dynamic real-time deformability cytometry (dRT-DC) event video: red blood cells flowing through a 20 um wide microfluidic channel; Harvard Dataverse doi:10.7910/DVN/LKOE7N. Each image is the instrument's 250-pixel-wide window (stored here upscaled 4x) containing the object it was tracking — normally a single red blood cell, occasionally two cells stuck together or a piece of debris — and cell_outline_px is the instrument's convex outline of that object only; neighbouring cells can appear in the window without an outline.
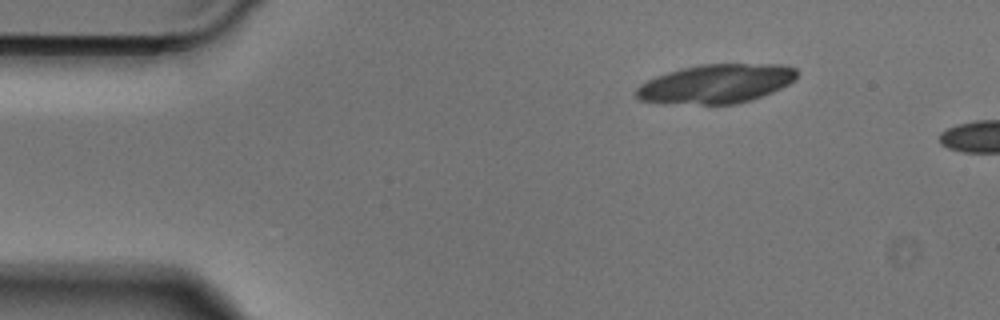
{"species": "Egyptian fruit bat (a non-hibernating species)", "species_latin": "Rousettus aegyptiacus", "temperature_condition": "cold", "stored_images_in_passage": 5, "camera_frame_rate_fps": 3000, "um_per_image_px": 0.085, "animal": {"sex": "male"}, "frame": {"image": 1, "passage_image": 4, "time_ms": 1.0, "image_size_px": [1000, 320], "cell_outline_px": [[800, 72], [796, 80], [772, 92], [752, 100], [736, 104], [700, 104], [640, 100], [632, 92], [640, 84], [656, 76], [680, 68], [700, 64], [784, 64], [796, 68]], "centroid_in_image_um": [60.93, 7.1], "position_along_channel_um": 24.1, "area_um2": 36.65}}